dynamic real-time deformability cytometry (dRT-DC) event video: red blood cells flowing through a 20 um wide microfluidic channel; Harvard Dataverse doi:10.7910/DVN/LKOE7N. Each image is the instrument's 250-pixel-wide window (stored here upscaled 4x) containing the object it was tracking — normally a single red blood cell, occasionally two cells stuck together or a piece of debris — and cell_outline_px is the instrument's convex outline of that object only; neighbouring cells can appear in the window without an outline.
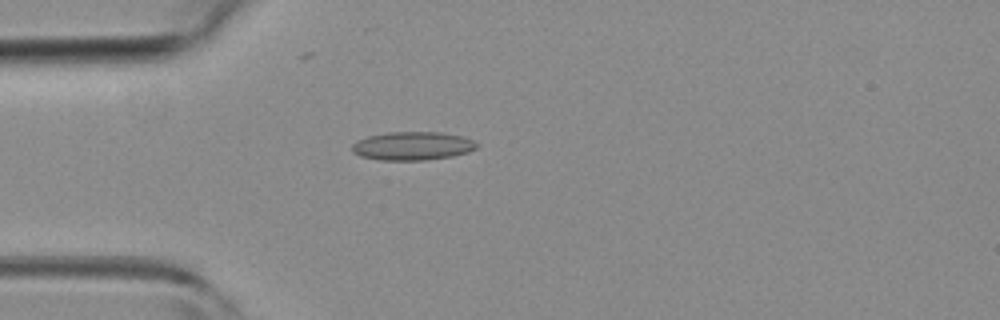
{"species": "common noctule bat (a hibernating species)", "species_latin": "Nyctalus noctula", "temperature_condition": "room temperature", "stored_images_in_passage": 1, "camera_frame_rate_fps": 3000, "um_per_image_px": 0.085, "animal": {"sex": "female", "body_mass_g": 19.3, "forearm_length_mm": 54.1}, "frame": {"image": 1, "passage_image": 1, "time_ms": 0.0, "image_size_px": [1000, 320], "cell_outline_px": [[480, 144], [476, 148], [468, 152], [452, 156], [424, 160], [380, 160], [360, 156], [352, 152], [352, 144], [356, 140], [368, 136], [388, 132], [440, 132], [460, 136], [472, 140]], "centroid_in_image_um": [35.04, 12.4], "position_along_channel_um": 50.0, "area_um2": 20.69}}